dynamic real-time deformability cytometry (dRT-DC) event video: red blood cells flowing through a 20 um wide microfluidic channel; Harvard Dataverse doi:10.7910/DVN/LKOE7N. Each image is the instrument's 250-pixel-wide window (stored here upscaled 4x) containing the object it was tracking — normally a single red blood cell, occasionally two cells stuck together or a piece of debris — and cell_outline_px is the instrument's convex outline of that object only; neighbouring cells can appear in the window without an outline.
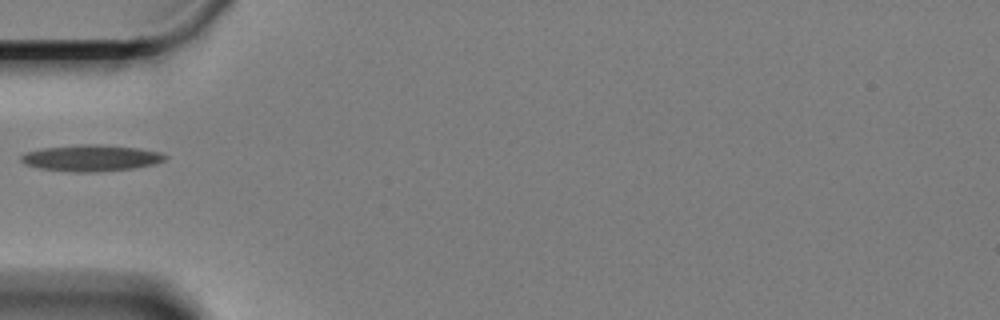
{"species": "Egyptian fruit bat (a non-hibernating species)", "species_latin": "Rousettus aegyptiacus", "temperature_condition": "cold", "stored_images_in_passage": 25, "camera_frame_rate_fps": 3000, "um_per_image_px": 0.085, "animal": {"sex": "female"}, "frame": {"image": 1, "passage_image": 1, "time_ms": 0.0, "image_size_px": [1000, 320], "cell_outline_px": [[168, 156], [164, 160], [152, 164], [132, 168], [96, 172], [72, 172], [40, 168], [24, 164], [20, 160], [20, 156], [28, 152], [44, 148], [80, 144], [100, 144], [136, 148], [160, 152]], "centroid_in_image_um": [7.72, 13.43], "position_along_channel_um": 77.3, "area_um2": 21.91}}
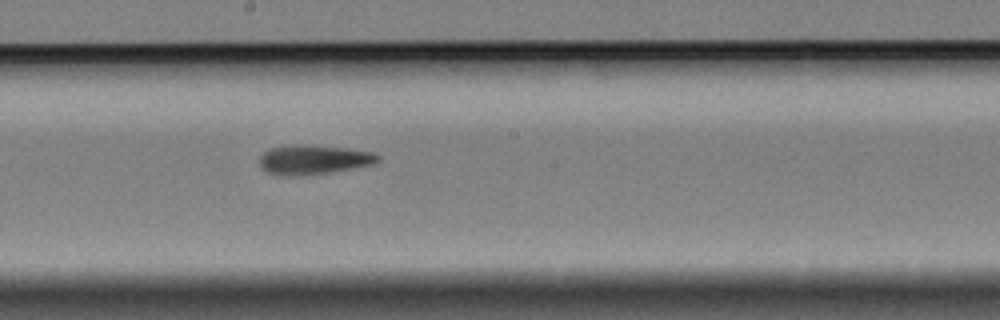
{"frame": {"image": 2, "passage_image": 14, "time_ms": 4.333, "image_size_px": [1000, 320], "cell_outline_px": [[380, 160], [372, 164], [332, 172], [304, 176], [268, 172], [260, 164], [260, 156], [264, 152], [272, 148], [296, 144], [308, 144], [348, 148], [372, 152], [380, 156]], "centroid_in_image_um": [26.71, 13.55], "position_along_channel_um": 221.5, "area_um2": 20.06}}
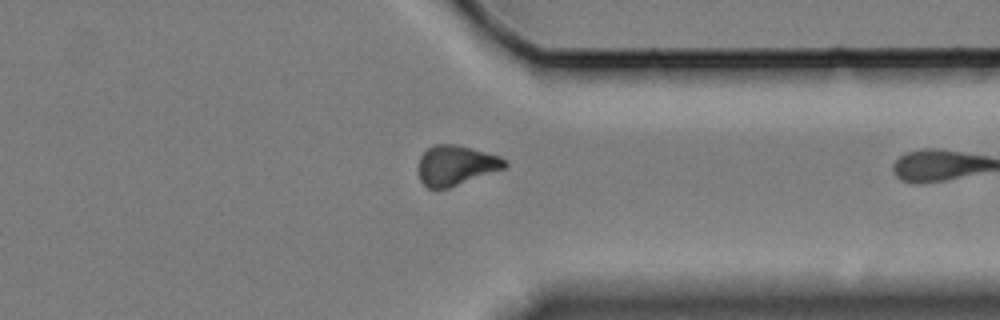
{"frame": {"image": 3, "passage_image": 24, "time_ms": 7.667, "image_size_px": [1000, 320], "cell_outline_px": [[508, 164], [504, 168], [448, 188], [436, 192], [428, 188], [420, 180], [420, 156], [428, 148], [436, 144], [456, 144], [500, 156], [508, 160]], "centroid_in_image_um": [38.75, 14.07], "position_along_channel_um": 372.6, "area_um2": 20.06}}